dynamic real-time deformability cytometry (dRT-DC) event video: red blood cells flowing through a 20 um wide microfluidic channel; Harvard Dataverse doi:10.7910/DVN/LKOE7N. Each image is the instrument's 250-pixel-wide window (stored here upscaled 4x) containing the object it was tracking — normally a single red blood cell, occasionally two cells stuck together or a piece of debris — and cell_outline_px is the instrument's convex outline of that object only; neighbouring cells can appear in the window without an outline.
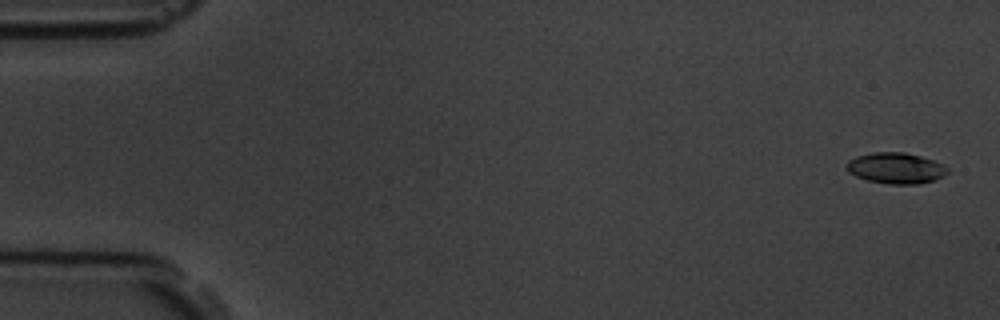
{"species": "common noctule bat (a hibernating species)", "species_latin": "Nyctalus noctula", "temperature_condition": "room temperature", "stored_images_in_passage": 6, "segment_of_instrument_passage": [1, 2], "camera_frame_rate_fps": 3000, "um_per_image_px": 0.085, "animal": {"sex": "male", "body_mass_g": 19.5, "forearm_length_mm": 54.6}, "frame": {"image": 1, "passage_image": 1, "time_ms": 0.0, "image_size_px": [1000, 320], "cell_outline_px": [[948, 172], [944, 176], [932, 180], [916, 184], [888, 184], [868, 180], [856, 176], [848, 172], [848, 160], [856, 156], [872, 152], [904, 152], [920, 156], [944, 164], [948, 168]], "centroid_in_image_um": [76.15, 14.28], "position_along_channel_um": 8.8, "area_um2": 18.09}}